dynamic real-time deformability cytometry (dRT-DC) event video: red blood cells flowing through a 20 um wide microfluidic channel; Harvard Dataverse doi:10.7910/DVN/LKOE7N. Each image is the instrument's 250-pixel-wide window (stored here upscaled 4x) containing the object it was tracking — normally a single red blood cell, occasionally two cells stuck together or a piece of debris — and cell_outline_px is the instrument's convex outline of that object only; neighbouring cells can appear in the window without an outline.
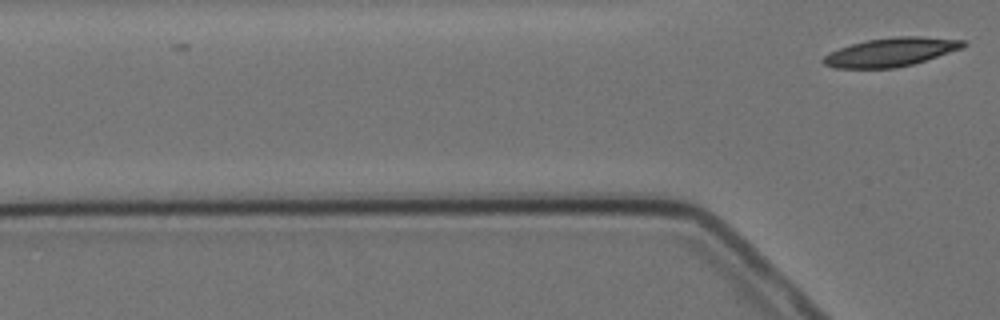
{"species": "Egyptian fruit bat (a non-hibernating species)", "species_latin": "Rousettus aegyptiacus", "temperature_condition": "cold", "stored_images_in_passage": 2, "camera_frame_rate_fps": 3000, "um_per_image_px": 0.085, "animal": {"sex": "female"}, "frame": {"image": 1, "passage_image": 2, "time_ms": 1.0, "image_size_px": [1000, 320], "cell_outline_px": [[968, 44], [964, 48], [912, 64], [896, 68], [836, 68], [824, 64], [820, 60], [824, 56], [840, 48], [852, 44], [868, 40], [896, 36], [920, 36], [964, 40]], "centroid_in_image_um": [75.76, 4.42], "position_along_channel_um": 50.0, "area_um2": 23.24}}